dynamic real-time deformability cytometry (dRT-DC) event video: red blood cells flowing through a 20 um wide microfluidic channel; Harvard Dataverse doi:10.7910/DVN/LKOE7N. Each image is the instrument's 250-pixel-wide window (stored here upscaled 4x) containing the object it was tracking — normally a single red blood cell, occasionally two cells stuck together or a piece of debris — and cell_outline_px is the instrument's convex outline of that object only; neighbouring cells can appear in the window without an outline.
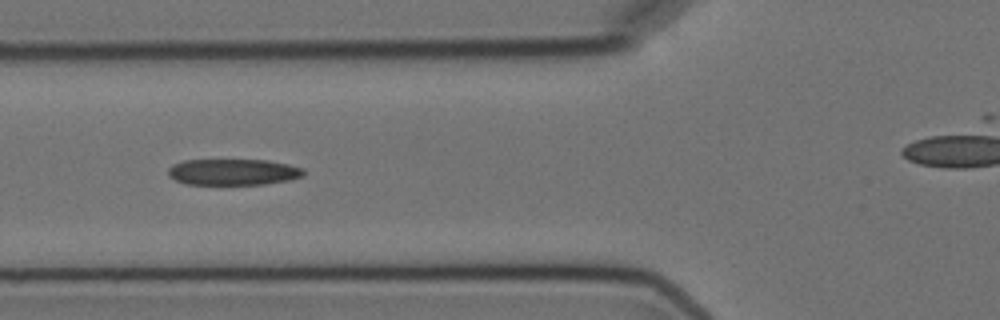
{"species": "Egyptian fruit bat (a non-hibernating species)", "species_latin": "Rousettus aegyptiacus", "temperature_condition": "cold", "stored_images_in_passage": 7, "segment_of_instrument_passage": [1, 2], "camera_frame_rate_fps": 3000, "um_per_image_px": 0.085, "animal": {"sex": "female"}, "frame": {"image": 1, "passage_image": 5, "time_ms": 4.667, "image_size_px": [1000, 320], "cell_outline_px": [[304, 176], [292, 180], [264, 184], [184, 184], [168, 176], [168, 168], [172, 164], [184, 160], [268, 160], [288, 164], [304, 168]], "centroid_in_image_um": [19.83, 14.62], "position_along_channel_um": 106.0, "area_um2": 20.87}}
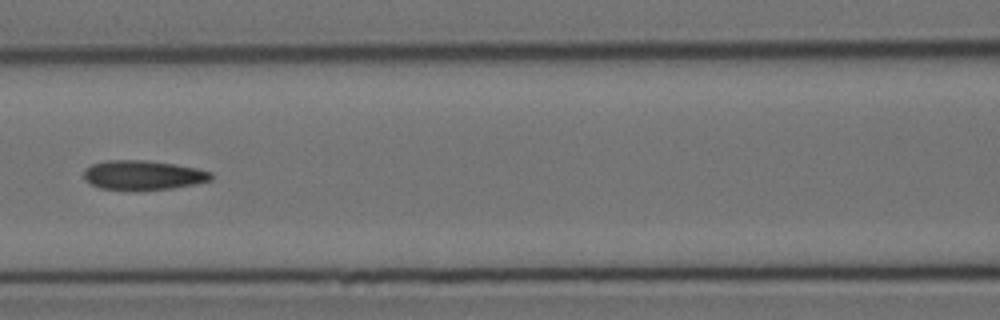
{"frame": {"image": 2, "passage_image": 6, "time_ms": 6.0, "image_size_px": [1000, 320], "cell_outline_px": [[212, 180], [196, 184], [172, 188], [136, 192], [132, 192], [100, 188], [88, 184], [84, 180], [84, 168], [92, 164], [108, 160], [144, 160], [176, 164], [196, 168], [212, 172]], "centroid_in_image_um": [12.12, 14.92], "position_along_channel_um": 154.5, "area_um2": 22.54}}